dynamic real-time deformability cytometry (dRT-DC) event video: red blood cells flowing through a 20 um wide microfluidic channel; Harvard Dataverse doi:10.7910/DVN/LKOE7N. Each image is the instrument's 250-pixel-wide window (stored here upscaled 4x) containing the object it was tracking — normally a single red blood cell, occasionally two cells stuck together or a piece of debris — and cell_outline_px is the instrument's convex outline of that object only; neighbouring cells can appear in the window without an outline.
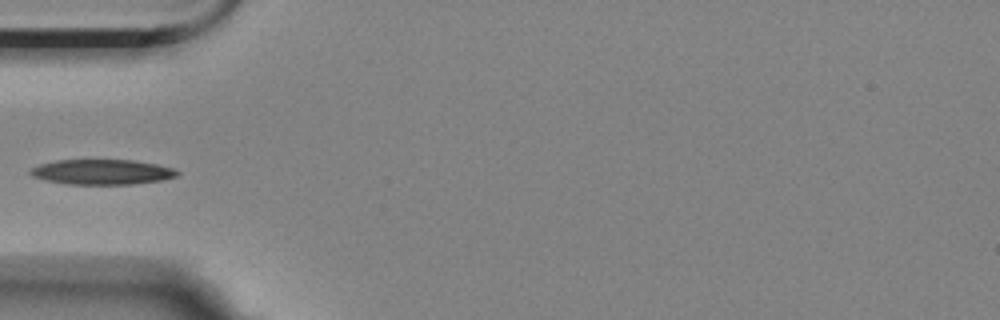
{"species": "Egyptian fruit bat (a non-hibernating species)", "species_latin": "Rousettus aegyptiacus", "temperature_condition": "room temperature", "stored_images_in_passage": 9, "camera_frame_rate_fps": 3000, "um_per_image_px": 0.085, "animal": {"sex": "female"}, "frame": {"image": 1, "passage_image": 6, "time_ms": 1.667, "image_size_px": [1000, 320], "cell_outline_px": [[180, 172], [176, 176], [160, 180], [132, 184], [64, 184], [44, 180], [32, 176], [28, 172], [32, 168], [40, 164], [56, 160], [132, 160], [156, 164], [172, 168]], "centroid_in_image_um": [8.62, 14.62], "position_along_channel_um": 76.4, "area_um2": 21.39}}
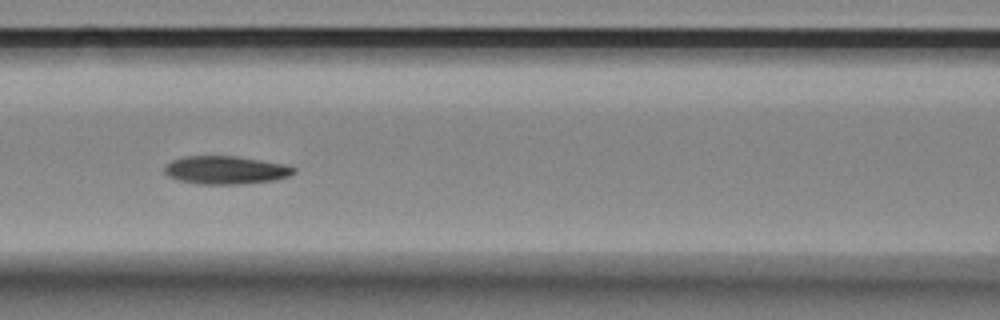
{"frame": {"image": 2, "passage_image": 8, "time_ms": 2.333, "image_size_px": [1000, 320], "cell_outline_px": [[296, 172], [288, 176], [276, 180], [240, 184], [196, 184], [180, 180], [168, 176], [164, 172], [164, 164], [172, 160], [184, 156], [236, 156], [284, 164], [296, 168]], "centroid_in_image_um": [19.16, 14.45], "position_along_channel_um": 147.4, "area_um2": 21.27}}
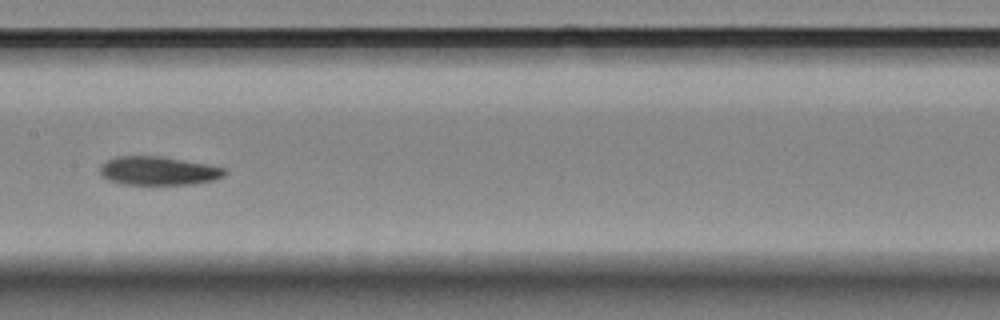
{"frame": {"image": 3, "passage_image": 9, "time_ms": 2.667, "image_size_px": [1000, 320], "cell_outline_px": [[228, 172], [224, 176], [216, 180], [192, 184], [120, 184], [108, 180], [100, 176], [100, 164], [116, 156], [160, 156], [204, 164], [224, 168]], "centroid_in_image_um": [13.42, 14.53], "position_along_channel_um": 194.0, "area_um2": 20.81}}